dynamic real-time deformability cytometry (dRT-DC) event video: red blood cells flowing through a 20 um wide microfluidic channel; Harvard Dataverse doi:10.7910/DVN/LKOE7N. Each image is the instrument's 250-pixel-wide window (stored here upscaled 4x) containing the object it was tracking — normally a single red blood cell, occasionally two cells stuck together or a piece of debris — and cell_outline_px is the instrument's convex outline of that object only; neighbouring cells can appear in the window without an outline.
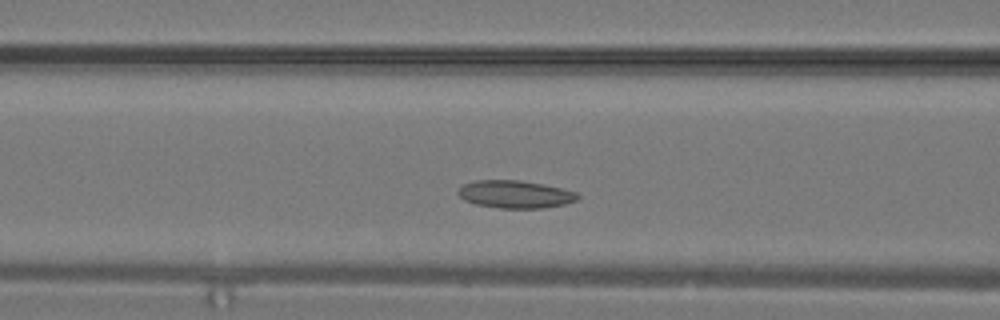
{"species": "common noctule bat (a hibernating species)", "species_latin": "Nyctalus noctula", "temperature_condition": "warm", "stored_images_in_passage": 20, "camera_frame_rate_fps": 3000, "um_per_image_px": 0.085, "animal": {"sex": "male", "body_mass_g": 19.2, "forearm_length_mm": 51.8}, "frame": {"image": 1, "passage_image": 7, "time_ms": 2.0, "image_size_px": [1000, 320], "cell_outline_px": [[580, 196], [576, 200], [564, 204], [544, 208], [500, 208], [476, 204], [464, 200], [456, 192], [464, 184], [476, 180], [520, 180], [544, 184], [576, 192]], "centroid_in_image_um": [43.78, 16.51], "position_along_channel_um": 122.8, "area_um2": 19.19}}
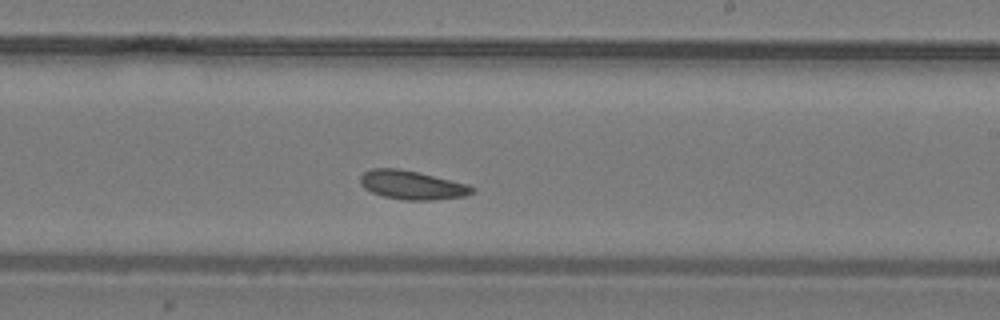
{"frame": {"image": 2, "passage_image": 13, "time_ms": 4.0, "image_size_px": [1000, 320], "cell_outline_px": [[476, 188], [472, 192], [464, 196], [432, 200], [404, 200], [384, 196], [372, 192], [364, 188], [360, 184], [360, 176], [364, 172], [372, 168], [400, 168], [468, 184]], "centroid_in_image_um": [35.0, 15.72], "position_along_channel_um": 254.0, "area_um2": 18.67}}
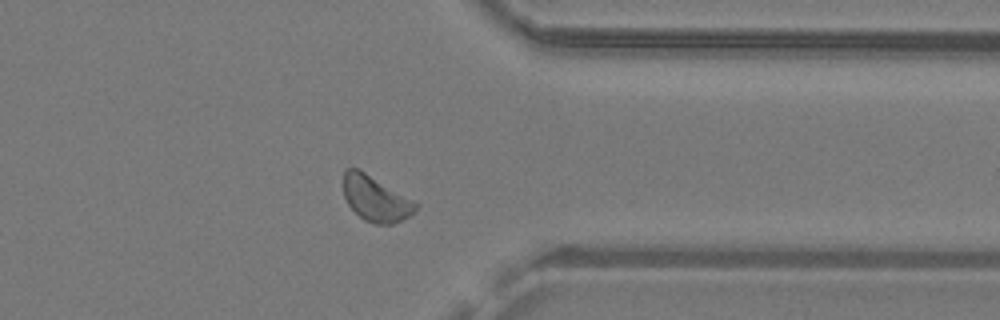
{"frame": {"image": 3, "passage_image": 19, "time_ms": 6.0, "image_size_px": [1000, 320], "cell_outline_px": [[420, 204], [408, 216], [392, 224], [372, 224], [364, 220], [348, 204], [344, 196], [344, 168], [360, 168]], "centroid_in_image_um": [31.92, 16.86], "position_along_channel_um": 379.5, "area_um2": 19.07}}